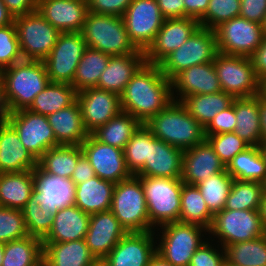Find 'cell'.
Here are the masks:
<instances>
[{"mask_svg":"<svg viewBox=\"0 0 266 266\" xmlns=\"http://www.w3.org/2000/svg\"><path fill=\"white\" fill-rule=\"evenodd\" d=\"M183 152L154 136L149 141L148 161L135 175L181 179Z\"/></svg>","mask_w":266,"mask_h":266,"instance_id":"obj_24","label":"cell"},{"mask_svg":"<svg viewBox=\"0 0 266 266\" xmlns=\"http://www.w3.org/2000/svg\"><path fill=\"white\" fill-rule=\"evenodd\" d=\"M171 82L173 99L179 102L187 96L222 91L213 62L184 69Z\"/></svg>","mask_w":266,"mask_h":266,"instance_id":"obj_22","label":"cell"},{"mask_svg":"<svg viewBox=\"0 0 266 266\" xmlns=\"http://www.w3.org/2000/svg\"><path fill=\"white\" fill-rule=\"evenodd\" d=\"M263 194V183L234 179L224 209L259 211Z\"/></svg>","mask_w":266,"mask_h":266,"instance_id":"obj_43","label":"cell"},{"mask_svg":"<svg viewBox=\"0 0 266 266\" xmlns=\"http://www.w3.org/2000/svg\"><path fill=\"white\" fill-rule=\"evenodd\" d=\"M132 1L133 0H88V12L122 17Z\"/></svg>","mask_w":266,"mask_h":266,"instance_id":"obj_53","label":"cell"},{"mask_svg":"<svg viewBox=\"0 0 266 266\" xmlns=\"http://www.w3.org/2000/svg\"><path fill=\"white\" fill-rule=\"evenodd\" d=\"M198 27V20L190 17L165 19L152 44L144 52L146 63L158 65L185 43Z\"/></svg>","mask_w":266,"mask_h":266,"instance_id":"obj_19","label":"cell"},{"mask_svg":"<svg viewBox=\"0 0 266 266\" xmlns=\"http://www.w3.org/2000/svg\"><path fill=\"white\" fill-rule=\"evenodd\" d=\"M165 19L185 17L184 0H156Z\"/></svg>","mask_w":266,"mask_h":266,"instance_id":"obj_57","label":"cell"},{"mask_svg":"<svg viewBox=\"0 0 266 266\" xmlns=\"http://www.w3.org/2000/svg\"><path fill=\"white\" fill-rule=\"evenodd\" d=\"M110 58V54L87 47L78 63L71 85L77 92L96 87Z\"/></svg>","mask_w":266,"mask_h":266,"instance_id":"obj_39","label":"cell"},{"mask_svg":"<svg viewBox=\"0 0 266 266\" xmlns=\"http://www.w3.org/2000/svg\"><path fill=\"white\" fill-rule=\"evenodd\" d=\"M87 47L111 56L137 51L128 37L122 17L88 12L81 31Z\"/></svg>","mask_w":266,"mask_h":266,"instance_id":"obj_5","label":"cell"},{"mask_svg":"<svg viewBox=\"0 0 266 266\" xmlns=\"http://www.w3.org/2000/svg\"><path fill=\"white\" fill-rule=\"evenodd\" d=\"M209 239L221 247L238 242L251 241L266 234L259 211L226 210L214 215L208 230Z\"/></svg>","mask_w":266,"mask_h":266,"instance_id":"obj_9","label":"cell"},{"mask_svg":"<svg viewBox=\"0 0 266 266\" xmlns=\"http://www.w3.org/2000/svg\"><path fill=\"white\" fill-rule=\"evenodd\" d=\"M140 125L136 118L122 111L91 134L98 141L123 150Z\"/></svg>","mask_w":266,"mask_h":266,"instance_id":"obj_40","label":"cell"},{"mask_svg":"<svg viewBox=\"0 0 266 266\" xmlns=\"http://www.w3.org/2000/svg\"><path fill=\"white\" fill-rule=\"evenodd\" d=\"M42 243L43 266H96L99 263L84 239Z\"/></svg>","mask_w":266,"mask_h":266,"instance_id":"obj_29","label":"cell"},{"mask_svg":"<svg viewBox=\"0 0 266 266\" xmlns=\"http://www.w3.org/2000/svg\"><path fill=\"white\" fill-rule=\"evenodd\" d=\"M77 93L71 84L49 82L46 88L34 98L28 110L48 116L74 104L77 101Z\"/></svg>","mask_w":266,"mask_h":266,"instance_id":"obj_35","label":"cell"},{"mask_svg":"<svg viewBox=\"0 0 266 266\" xmlns=\"http://www.w3.org/2000/svg\"><path fill=\"white\" fill-rule=\"evenodd\" d=\"M236 117L233 104L220 111L205 127V135H214L226 132H234Z\"/></svg>","mask_w":266,"mask_h":266,"instance_id":"obj_52","label":"cell"},{"mask_svg":"<svg viewBox=\"0 0 266 266\" xmlns=\"http://www.w3.org/2000/svg\"><path fill=\"white\" fill-rule=\"evenodd\" d=\"M209 0H184L185 17L199 20L208 8Z\"/></svg>","mask_w":266,"mask_h":266,"instance_id":"obj_59","label":"cell"},{"mask_svg":"<svg viewBox=\"0 0 266 266\" xmlns=\"http://www.w3.org/2000/svg\"><path fill=\"white\" fill-rule=\"evenodd\" d=\"M208 229L197 224L170 222L154 230L156 253L173 266H189L195 251L209 239Z\"/></svg>","mask_w":266,"mask_h":266,"instance_id":"obj_4","label":"cell"},{"mask_svg":"<svg viewBox=\"0 0 266 266\" xmlns=\"http://www.w3.org/2000/svg\"><path fill=\"white\" fill-rule=\"evenodd\" d=\"M219 53L250 57L261 45L262 25L242 17L221 23L214 29Z\"/></svg>","mask_w":266,"mask_h":266,"instance_id":"obj_12","label":"cell"},{"mask_svg":"<svg viewBox=\"0 0 266 266\" xmlns=\"http://www.w3.org/2000/svg\"><path fill=\"white\" fill-rule=\"evenodd\" d=\"M145 126L157 139L183 151L206 140L205 128L175 100L150 118Z\"/></svg>","mask_w":266,"mask_h":266,"instance_id":"obj_3","label":"cell"},{"mask_svg":"<svg viewBox=\"0 0 266 266\" xmlns=\"http://www.w3.org/2000/svg\"><path fill=\"white\" fill-rule=\"evenodd\" d=\"M145 63L144 52L140 50L132 54L111 56L96 88L117 93L120 96L130 79Z\"/></svg>","mask_w":266,"mask_h":266,"instance_id":"obj_27","label":"cell"},{"mask_svg":"<svg viewBox=\"0 0 266 266\" xmlns=\"http://www.w3.org/2000/svg\"><path fill=\"white\" fill-rule=\"evenodd\" d=\"M232 104L236 117L234 132L250 146H260L259 94L249 98H235Z\"/></svg>","mask_w":266,"mask_h":266,"instance_id":"obj_33","label":"cell"},{"mask_svg":"<svg viewBox=\"0 0 266 266\" xmlns=\"http://www.w3.org/2000/svg\"><path fill=\"white\" fill-rule=\"evenodd\" d=\"M4 257V243H0V266H2Z\"/></svg>","mask_w":266,"mask_h":266,"instance_id":"obj_65","label":"cell"},{"mask_svg":"<svg viewBox=\"0 0 266 266\" xmlns=\"http://www.w3.org/2000/svg\"><path fill=\"white\" fill-rule=\"evenodd\" d=\"M22 60L14 22L0 27V71Z\"/></svg>","mask_w":266,"mask_h":266,"instance_id":"obj_50","label":"cell"},{"mask_svg":"<svg viewBox=\"0 0 266 266\" xmlns=\"http://www.w3.org/2000/svg\"><path fill=\"white\" fill-rule=\"evenodd\" d=\"M23 60L43 61L57 43L60 31L39 11L14 18Z\"/></svg>","mask_w":266,"mask_h":266,"instance_id":"obj_10","label":"cell"},{"mask_svg":"<svg viewBox=\"0 0 266 266\" xmlns=\"http://www.w3.org/2000/svg\"><path fill=\"white\" fill-rule=\"evenodd\" d=\"M122 111L145 124L174 99L172 82L158 65L145 63L120 95Z\"/></svg>","mask_w":266,"mask_h":266,"instance_id":"obj_1","label":"cell"},{"mask_svg":"<svg viewBox=\"0 0 266 266\" xmlns=\"http://www.w3.org/2000/svg\"><path fill=\"white\" fill-rule=\"evenodd\" d=\"M259 213H260L263 227L266 230V193L263 194V197L260 203Z\"/></svg>","mask_w":266,"mask_h":266,"instance_id":"obj_63","label":"cell"},{"mask_svg":"<svg viewBox=\"0 0 266 266\" xmlns=\"http://www.w3.org/2000/svg\"><path fill=\"white\" fill-rule=\"evenodd\" d=\"M226 170L234 179L263 183L266 178V161L260 146H250L238 153L228 163Z\"/></svg>","mask_w":266,"mask_h":266,"instance_id":"obj_36","label":"cell"},{"mask_svg":"<svg viewBox=\"0 0 266 266\" xmlns=\"http://www.w3.org/2000/svg\"><path fill=\"white\" fill-rule=\"evenodd\" d=\"M148 266H173L171 263L163 259L158 253H156L150 260Z\"/></svg>","mask_w":266,"mask_h":266,"instance_id":"obj_62","label":"cell"},{"mask_svg":"<svg viewBox=\"0 0 266 266\" xmlns=\"http://www.w3.org/2000/svg\"><path fill=\"white\" fill-rule=\"evenodd\" d=\"M214 66L222 91L234 98L259 94V82L250 57L218 53Z\"/></svg>","mask_w":266,"mask_h":266,"instance_id":"obj_11","label":"cell"},{"mask_svg":"<svg viewBox=\"0 0 266 266\" xmlns=\"http://www.w3.org/2000/svg\"><path fill=\"white\" fill-rule=\"evenodd\" d=\"M27 232L30 236L43 240L51 230L54 213L41 209L39 202L32 195L22 209Z\"/></svg>","mask_w":266,"mask_h":266,"instance_id":"obj_46","label":"cell"},{"mask_svg":"<svg viewBox=\"0 0 266 266\" xmlns=\"http://www.w3.org/2000/svg\"><path fill=\"white\" fill-rule=\"evenodd\" d=\"M262 29H263V32H264V35H266V16L264 18V21L262 22Z\"/></svg>","mask_w":266,"mask_h":266,"instance_id":"obj_67","label":"cell"},{"mask_svg":"<svg viewBox=\"0 0 266 266\" xmlns=\"http://www.w3.org/2000/svg\"><path fill=\"white\" fill-rule=\"evenodd\" d=\"M259 95L266 99V76L260 79L259 82Z\"/></svg>","mask_w":266,"mask_h":266,"instance_id":"obj_64","label":"cell"},{"mask_svg":"<svg viewBox=\"0 0 266 266\" xmlns=\"http://www.w3.org/2000/svg\"><path fill=\"white\" fill-rule=\"evenodd\" d=\"M127 233L111 210H107L90 215L84 240L96 260L102 262Z\"/></svg>","mask_w":266,"mask_h":266,"instance_id":"obj_20","label":"cell"},{"mask_svg":"<svg viewBox=\"0 0 266 266\" xmlns=\"http://www.w3.org/2000/svg\"><path fill=\"white\" fill-rule=\"evenodd\" d=\"M38 161L21 143L19 134L3 117L0 120V173L34 170Z\"/></svg>","mask_w":266,"mask_h":266,"instance_id":"obj_26","label":"cell"},{"mask_svg":"<svg viewBox=\"0 0 266 266\" xmlns=\"http://www.w3.org/2000/svg\"><path fill=\"white\" fill-rule=\"evenodd\" d=\"M28 235L22 210L0 206V243H8Z\"/></svg>","mask_w":266,"mask_h":266,"instance_id":"obj_49","label":"cell"},{"mask_svg":"<svg viewBox=\"0 0 266 266\" xmlns=\"http://www.w3.org/2000/svg\"><path fill=\"white\" fill-rule=\"evenodd\" d=\"M153 137L145 124H141L123 149L127 169L132 175H135L148 161L149 141Z\"/></svg>","mask_w":266,"mask_h":266,"instance_id":"obj_45","label":"cell"},{"mask_svg":"<svg viewBox=\"0 0 266 266\" xmlns=\"http://www.w3.org/2000/svg\"><path fill=\"white\" fill-rule=\"evenodd\" d=\"M47 118L59 145L81 146L90 135L85 129L77 101L67 108L49 114Z\"/></svg>","mask_w":266,"mask_h":266,"instance_id":"obj_30","label":"cell"},{"mask_svg":"<svg viewBox=\"0 0 266 266\" xmlns=\"http://www.w3.org/2000/svg\"><path fill=\"white\" fill-rule=\"evenodd\" d=\"M96 266H104L101 262H99Z\"/></svg>","mask_w":266,"mask_h":266,"instance_id":"obj_69","label":"cell"},{"mask_svg":"<svg viewBox=\"0 0 266 266\" xmlns=\"http://www.w3.org/2000/svg\"><path fill=\"white\" fill-rule=\"evenodd\" d=\"M141 180L150 221V231L179 222L183 182L175 178L138 177Z\"/></svg>","mask_w":266,"mask_h":266,"instance_id":"obj_6","label":"cell"},{"mask_svg":"<svg viewBox=\"0 0 266 266\" xmlns=\"http://www.w3.org/2000/svg\"><path fill=\"white\" fill-rule=\"evenodd\" d=\"M213 218L197 186L183 183L179 222L197 224L209 230Z\"/></svg>","mask_w":266,"mask_h":266,"instance_id":"obj_41","label":"cell"},{"mask_svg":"<svg viewBox=\"0 0 266 266\" xmlns=\"http://www.w3.org/2000/svg\"><path fill=\"white\" fill-rule=\"evenodd\" d=\"M225 170V164L207 140L183 152L181 181L185 184L197 185Z\"/></svg>","mask_w":266,"mask_h":266,"instance_id":"obj_23","label":"cell"},{"mask_svg":"<svg viewBox=\"0 0 266 266\" xmlns=\"http://www.w3.org/2000/svg\"><path fill=\"white\" fill-rule=\"evenodd\" d=\"M263 189H264V193H266V178H265V180L263 182Z\"/></svg>","mask_w":266,"mask_h":266,"instance_id":"obj_68","label":"cell"},{"mask_svg":"<svg viewBox=\"0 0 266 266\" xmlns=\"http://www.w3.org/2000/svg\"><path fill=\"white\" fill-rule=\"evenodd\" d=\"M122 19L130 41L143 52L152 44L165 20L156 0H133Z\"/></svg>","mask_w":266,"mask_h":266,"instance_id":"obj_15","label":"cell"},{"mask_svg":"<svg viewBox=\"0 0 266 266\" xmlns=\"http://www.w3.org/2000/svg\"><path fill=\"white\" fill-rule=\"evenodd\" d=\"M189 266H226L225 250L208 239L195 251Z\"/></svg>","mask_w":266,"mask_h":266,"instance_id":"obj_51","label":"cell"},{"mask_svg":"<svg viewBox=\"0 0 266 266\" xmlns=\"http://www.w3.org/2000/svg\"><path fill=\"white\" fill-rule=\"evenodd\" d=\"M90 222V215L75 204L59 209L54 213L53 224L42 242H68L85 238Z\"/></svg>","mask_w":266,"mask_h":266,"instance_id":"obj_28","label":"cell"},{"mask_svg":"<svg viewBox=\"0 0 266 266\" xmlns=\"http://www.w3.org/2000/svg\"><path fill=\"white\" fill-rule=\"evenodd\" d=\"M8 12L15 18L37 10L38 0H2Z\"/></svg>","mask_w":266,"mask_h":266,"instance_id":"obj_55","label":"cell"},{"mask_svg":"<svg viewBox=\"0 0 266 266\" xmlns=\"http://www.w3.org/2000/svg\"><path fill=\"white\" fill-rule=\"evenodd\" d=\"M240 0H209L206 13L198 20L199 26L215 29L221 23L239 17Z\"/></svg>","mask_w":266,"mask_h":266,"instance_id":"obj_47","label":"cell"},{"mask_svg":"<svg viewBox=\"0 0 266 266\" xmlns=\"http://www.w3.org/2000/svg\"><path fill=\"white\" fill-rule=\"evenodd\" d=\"M2 266H43L42 240L28 235L4 243Z\"/></svg>","mask_w":266,"mask_h":266,"instance_id":"obj_38","label":"cell"},{"mask_svg":"<svg viewBox=\"0 0 266 266\" xmlns=\"http://www.w3.org/2000/svg\"><path fill=\"white\" fill-rule=\"evenodd\" d=\"M226 266H266V234L224 247Z\"/></svg>","mask_w":266,"mask_h":266,"instance_id":"obj_42","label":"cell"},{"mask_svg":"<svg viewBox=\"0 0 266 266\" xmlns=\"http://www.w3.org/2000/svg\"><path fill=\"white\" fill-rule=\"evenodd\" d=\"M260 149H261V152L265 158V161H266V142H262L261 145H260Z\"/></svg>","mask_w":266,"mask_h":266,"instance_id":"obj_66","label":"cell"},{"mask_svg":"<svg viewBox=\"0 0 266 266\" xmlns=\"http://www.w3.org/2000/svg\"><path fill=\"white\" fill-rule=\"evenodd\" d=\"M154 231L128 232L101 262L104 266H148L156 254Z\"/></svg>","mask_w":266,"mask_h":266,"instance_id":"obj_18","label":"cell"},{"mask_svg":"<svg viewBox=\"0 0 266 266\" xmlns=\"http://www.w3.org/2000/svg\"><path fill=\"white\" fill-rule=\"evenodd\" d=\"M239 16L262 24L266 16V0H240Z\"/></svg>","mask_w":266,"mask_h":266,"instance_id":"obj_54","label":"cell"},{"mask_svg":"<svg viewBox=\"0 0 266 266\" xmlns=\"http://www.w3.org/2000/svg\"><path fill=\"white\" fill-rule=\"evenodd\" d=\"M50 80L43 61L22 60L0 71L2 113L28 109Z\"/></svg>","mask_w":266,"mask_h":266,"instance_id":"obj_2","label":"cell"},{"mask_svg":"<svg viewBox=\"0 0 266 266\" xmlns=\"http://www.w3.org/2000/svg\"><path fill=\"white\" fill-rule=\"evenodd\" d=\"M3 118V113H0V120Z\"/></svg>","mask_w":266,"mask_h":266,"instance_id":"obj_70","label":"cell"},{"mask_svg":"<svg viewBox=\"0 0 266 266\" xmlns=\"http://www.w3.org/2000/svg\"><path fill=\"white\" fill-rule=\"evenodd\" d=\"M233 181L234 178L225 170L196 185L213 215L225 208Z\"/></svg>","mask_w":266,"mask_h":266,"instance_id":"obj_44","label":"cell"},{"mask_svg":"<svg viewBox=\"0 0 266 266\" xmlns=\"http://www.w3.org/2000/svg\"><path fill=\"white\" fill-rule=\"evenodd\" d=\"M206 140L210 143L214 152L225 166H227L238 153L250 147V145L242 140L235 132L206 135Z\"/></svg>","mask_w":266,"mask_h":266,"instance_id":"obj_48","label":"cell"},{"mask_svg":"<svg viewBox=\"0 0 266 266\" xmlns=\"http://www.w3.org/2000/svg\"><path fill=\"white\" fill-rule=\"evenodd\" d=\"M111 212L127 232L150 231L145 193L136 175L115 184Z\"/></svg>","mask_w":266,"mask_h":266,"instance_id":"obj_7","label":"cell"},{"mask_svg":"<svg viewBox=\"0 0 266 266\" xmlns=\"http://www.w3.org/2000/svg\"><path fill=\"white\" fill-rule=\"evenodd\" d=\"M14 22V17L8 12L5 4L0 0V27L8 26Z\"/></svg>","mask_w":266,"mask_h":266,"instance_id":"obj_61","label":"cell"},{"mask_svg":"<svg viewBox=\"0 0 266 266\" xmlns=\"http://www.w3.org/2000/svg\"><path fill=\"white\" fill-rule=\"evenodd\" d=\"M218 53L215 31L199 26L185 43L166 56L158 66L166 78L172 80L184 69L214 62Z\"/></svg>","mask_w":266,"mask_h":266,"instance_id":"obj_8","label":"cell"},{"mask_svg":"<svg viewBox=\"0 0 266 266\" xmlns=\"http://www.w3.org/2000/svg\"><path fill=\"white\" fill-rule=\"evenodd\" d=\"M81 148L99 178L116 184L132 176L121 148L102 143L92 134L81 144Z\"/></svg>","mask_w":266,"mask_h":266,"instance_id":"obj_16","label":"cell"},{"mask_svg":"<svg viewBox=\"0 0 266 266\" xmlns=\"http://www.w3.org/2000/svg\"><path fill=\"white\" fill-rule=\"evenodd\" d=\"M257 78L260 80L266 76V35H264L261 45L250 56Z\"/></svg>","mask_w":266,"mask_h":266,"instance_id":"obj_58","label":"cell"},{"mask_svg":"<svg viewBox=\"0 0 266 266\" xmlns=\"http://www.w3.org/2000/svg\"><path fill=\"white\" fill-rule=\"evenodd\" d=\"M234 99L233 96L220 91L212 94L187 96L180 103L205 128L216 114L230 107Z\"/></svg>","mask_w":266,"mask_h":266,"instance_id":"obj_34","label":"cell"},{"mask_svg":"<svg viewBox=\"0 0 266 266\" xmlns=\"http://www.w3.org/2000/svg\"><path fill=\"white\" fill-rule=\"evenodd\" d=\"M87 44L81 32H61L43 60L50 82L71 84Z\"/></svg>","mask_w":266,"mask_h":266,"instance_id":"obj_14","label":"cell"},{"mask_svg":"<svg viewBox=\"0 0 266 266\" xmlns=\"http://www.w3.org/2000/svg\"><path fill=\"white\" fill-rule=\"evenodd\" d=\"M259 115L262 142H266V99L259 95Z\"/></svg>","mask_w":266,"mask_h":266,"instance_id":"obj_60","label":"cell"},{"mask_svg":"<svg viewBox=\"0 0 266 266\" xmlns=\"http://www.w3.org/2000/svg\"><path fill=\"white\" fill-rule=\"evenodd\" d=\"M77 102L89 134L122 112L121 99L117 93L96 87L78 92Z\"/></svg>","mask_w":266,"mask_h":266,"instance_id":"obj_17","label":"cell"},{"mask_svg":"<svg viewBox=\"0 0 266 266\" xmlns=\"http://www.w3.org/2000/svg\"><path fill=\"white\" fill-rule=\"evenodd\" d=\"M34 187L33 170L0 173V206L22 210Z\"/></svg>","mask_w":266,"mask_h":266,"instance_id":"obj_32","label":"cell"},{"mask_svg":"<svg viewBox=\"0 0 266 266\" xmlns=\"http://www.w3.org/2000/svg\"><path fill=\"white\" fill-rule=\"evenodd\" d=\"M37 11L60 32H81L88 6L81 0H38Z\"/></svg>","mask_w":266,"mask_h":266,"instance_id":"obj_25","label":"cell"},{"mask_svg":"<svg viewBox=\"0 0 266 266\" xmlns=\"http://www.w3.org/2000/svg\"><path fill=\"white\" fill-rule=\"evenodd\" d=\"M115 183L98 176L75 185L74 204L91 215L111 210Z\"/></svg>","mask_w":266,"mask_h":266,"instance_id":"obj_31","label":"cell"},{"mask_svg":"<svg viewBox=\"0 0 266 266\" xmlns=\"http://www.w3.org/2000/svg\"><path fill=\"white\" fill-rule=\"evenodd\" d=\"M34 189L32 195L41 209L56 213L59 209L74 205L75 185L65 179L44 172L39 166L33 170Z\"/></svg>","mask_w":266,"mask_h":266,"instance_id":"obj_21","label":"cell"},{"mask_svg":"<svg viewBox=\"0 0 266 266\" xmlns=\"http://www.w3.org/2000/svg\"><path fill=\"white\" fill-rule=\"evenodd\" d=\"M82 155L81 146L59 145L47 150L38 160V166L50 175L71 179L77 161Z\"/></svg>","mask_w":266,"mask_h":266,"instance_id":"obj_37","label":"cell"},{"mask_svg":"<svg viewBox=\"0 0 266 266\" xmlns=\"http://www.w3.org/2000/svg\"><path fill=\"white\" fill-rule=\"evenodd\" d=\"M3 117L13 126L21 143L37 161L47 150L59 146L47 116L22 109L3 113Z\"/></svg>","mask_w":266,"mask_h":266,"instance_id":"obj_13","label":"cell"},{"mask_svg":"<svg viewBox=\"0 0 266 266\" xmlns=\"http://www.w3.org/2000/svg\"><path fill=\"white\" fill-rule=\"evenodd\" d=\"M96 176V173L91 166L89 160L83 154L77 161V165L71 176V181L74 185L88 181Z\"/></svg>","mask_w":266,"mask_h":266,"instance_id":"obj_56","label":"cell"}]
</instances>
